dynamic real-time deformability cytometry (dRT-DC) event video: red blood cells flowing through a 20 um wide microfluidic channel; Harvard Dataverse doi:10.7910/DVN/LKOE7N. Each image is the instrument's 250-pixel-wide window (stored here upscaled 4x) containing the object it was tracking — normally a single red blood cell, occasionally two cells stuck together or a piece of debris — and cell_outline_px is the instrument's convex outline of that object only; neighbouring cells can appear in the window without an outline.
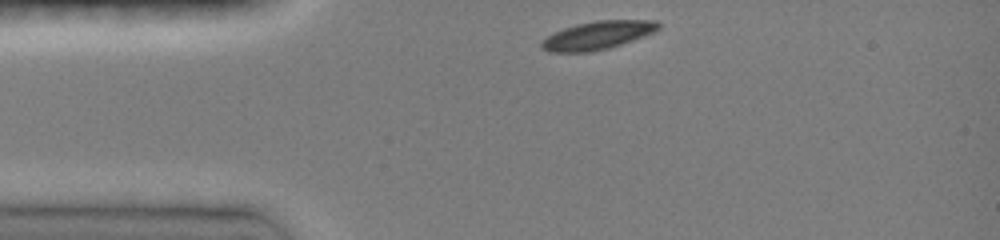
{"species": "common noctule bat (a hibernating species)", "species_latin": "Nyctalus noctula", "temperature_condition": "room temperature", "stored_images_in_passage": 11, "camera_frame_rate_fps": 3000, "um_per_image_px": 0.085, "animal": {"sex": "female", "body_mass_g": 19.0, "forearm_length_mm": 51.5}, "frame": {"image": 1, "passage_image": 1, "time_ms": 0.0, "image_size_px": [1000, 240], "cell_outline_px": [[660, 28], [644, 36], [608, 48], [588, 52], [548, 52], [540, 48], [540, 44], [552, 32], [576, 24], [596, 20], [656, 20], [660, 24]], "centroid_in_image_um": [50.77, 2.99], "position_along_channel_um": 34.2, "area_um2": 19.13}}